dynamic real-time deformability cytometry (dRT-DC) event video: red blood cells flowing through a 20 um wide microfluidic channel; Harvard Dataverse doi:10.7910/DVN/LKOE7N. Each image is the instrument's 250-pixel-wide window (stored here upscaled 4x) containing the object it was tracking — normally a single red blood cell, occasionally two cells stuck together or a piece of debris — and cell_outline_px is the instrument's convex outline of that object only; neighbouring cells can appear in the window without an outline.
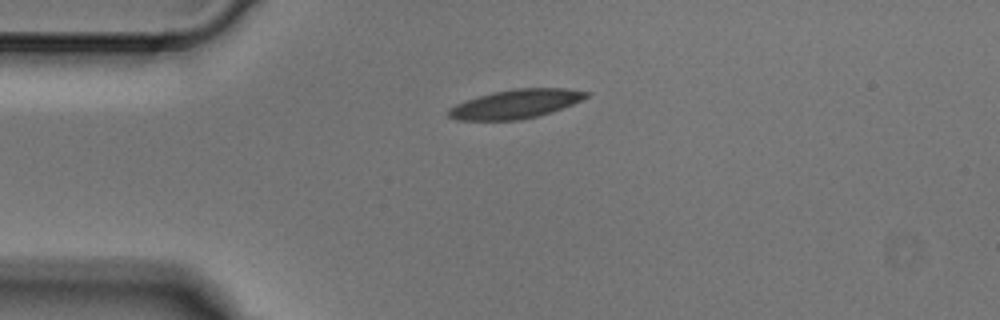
{"species": "Egyptian fruit bat (a non-hibernating species)", "species_latin": "Rousettus aegyptiacus", "temperature_condition": "cold", "stored_images_in_passage": 3, "camera_frame_rate_fps": 3000, "um_per_image_px": 0.085, "animal": {"sex": "male"}, "frame": {"image": 1, "passage_image": 1, "time_ms": 0.0, "image_size_px": [1000, 320], "cell_outline_px": [[592, 92], [588, 96], [572, 104], [552, 112], [520, 120], [456, 120], [448, 116], [448, 108], [456, 104], [492, 92], [516, 88], [568, 88]], "centroid_in_image_um": [43.85, 8.83], "position_along_channel_um": 41.1, "area_um2": 23.12}}
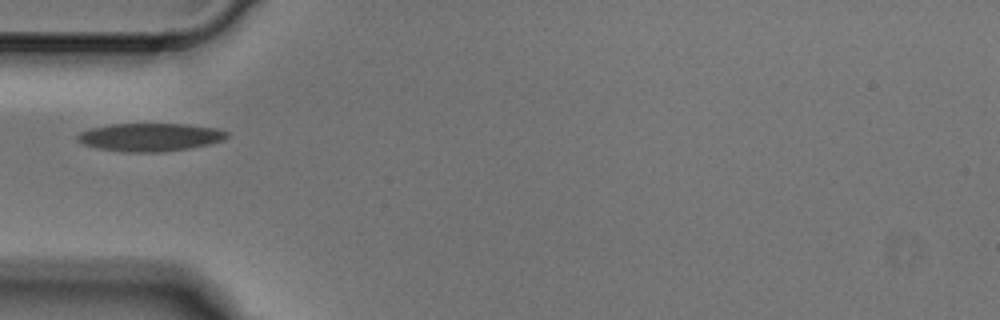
{"frame": {"image": 2, "passage_image": 2, "time_ms": 0.333, "image_size_px": [1000, 320], "cell_outline_px": [[228, 136], [224, 140], [208, 144], [188, 148], [164, 152], [124, 152], [100, 148], [84, 144], [76, 140], [76, 136], [80, 132], [88, 128], [112, 124], [184, 124], [216, 128], [228, 132]], "centroid_in_image_um": [12.74, 11.65], "position_along_channel_um": 72.3, "area_um2": 24.39}}
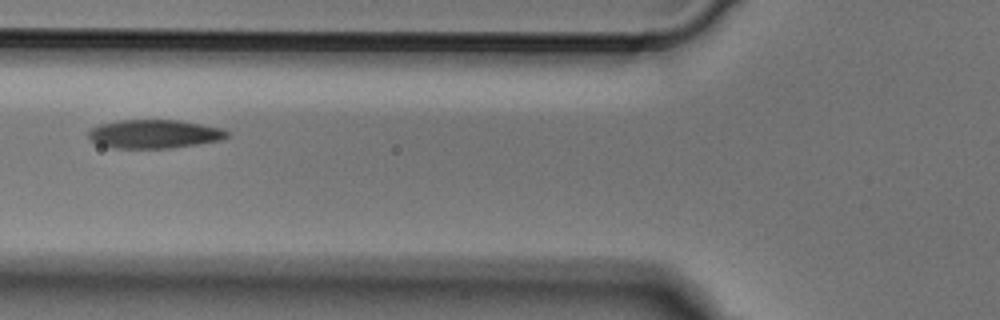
{"frame": {"image": 3, "passage_image": 3, "time_ms": 0.667, "image_size_px": [1000, 320], "cell_outline_px": [[228, 136], [220, 140], [172, 148], [112, 148], [100, 144], [92, 140], [88, 136], [88, 132], [92, 128], [100, 124], [120, 120], [180, 120], [224, 128], [228, 132]], "centroid_in_image_um": [13.13, 11.38], "position_along_channel_um": 112.7, "area_um2": 23.06}}